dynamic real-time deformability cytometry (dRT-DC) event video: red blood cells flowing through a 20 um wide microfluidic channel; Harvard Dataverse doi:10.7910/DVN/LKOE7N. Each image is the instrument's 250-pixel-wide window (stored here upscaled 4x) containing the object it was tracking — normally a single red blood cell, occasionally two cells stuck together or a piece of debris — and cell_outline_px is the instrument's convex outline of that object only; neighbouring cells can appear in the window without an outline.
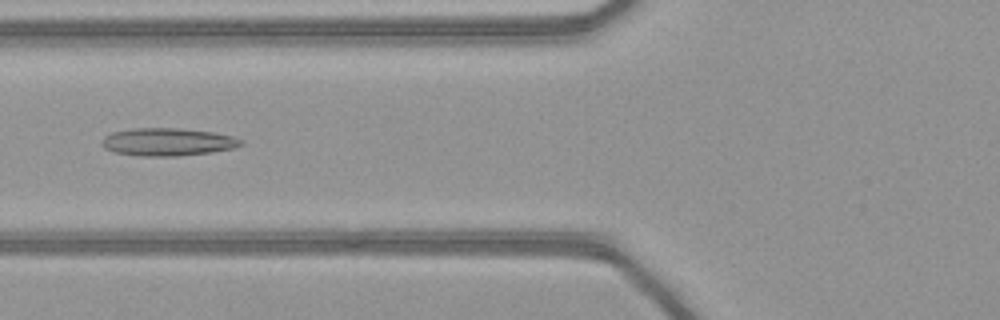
{"species": "common noctule bat (a hibernating species)", "species_latin": "Nyctalus noctula", "temperature_condition": "warm", "stored_images_in_passage": 51, "camera_frame_rate_fps": 3000, "um_per_image_px": 0.085, "animal": {"sex": "female", "body_mass_g": 21.9}, "frame": {"image": 1, "passage_image": 21, "time_ms": 6.667, "image_size_px": [1000, 320], "cell_outline_px": [[244, 144], [232, 148], [212, 152], [180, 156], [136, 156], [116, 152], [104, 148], [100, 144], [100, 140], [104, 136], [112, 132], [132, 128], [176, 128], [212, 132], [232, 136], [244, 140]], "centroid_in_image_um": [14.22, 12.07], "position_along_channel_um": 111.6, "area_um2": 22.66}}
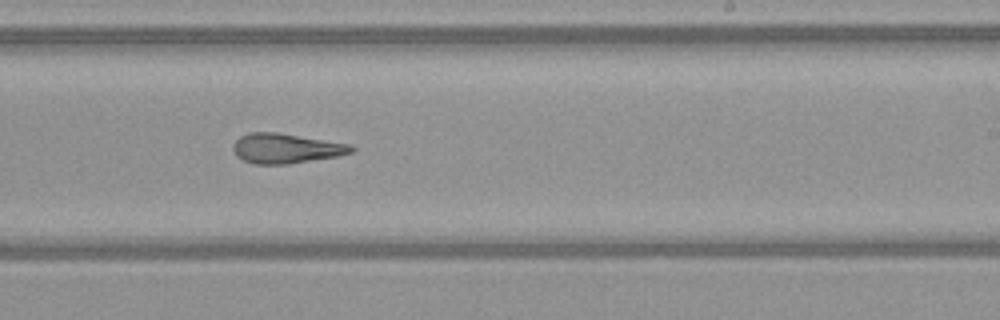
{"frame": {"image": 2, "passage_image": 32, "time_ms": 10.333, "image_size_px": [1000, 320], "cell_outline_px": [[356, 148], [352, 152], [336, 156], [288, 164], [256, 164], [244, 160], [236, 156], [232, 148], [232, 144], [240, 136], [248, 132], [276, 132], [348, 144]], "centroid_in_image_um": [24.24, 12.61], "position_along_channel_um": 264.8, "area_um2": 20.35}}
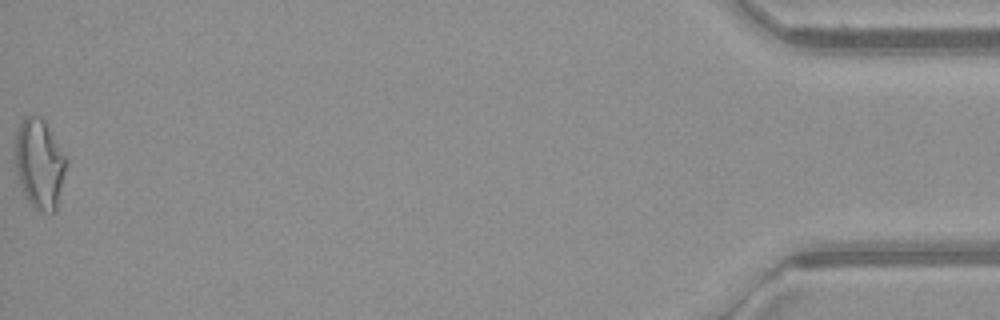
{"frame": {"image": 3, "passage_image": 51, "time_ms": 16.667, "image_size_px": [1000, 320], "cell_outline_px": [[68, 160], [56, 212], [44, 212], [36, 208], [24, 196], [16, 172], [12, 148], [16, 132], [24, 116], [32, 112], [40, 116], [48, 124]], "centroid_in_image_um": [3.33, 13.85], "position_along_channel_um": 431.9, "area_um2": 27.57}, "authors_computed_cell_mechanics": {"area_um2": 22.9466, "velocity_mm_per_s": 4.1687, "shape_relaxation_time_tau1_ms": null, "shape_relaxation_time_tau2_ms": 3.8377, "deformation_change_tau1": null, "deformation_change_tau2": 0.1539}}